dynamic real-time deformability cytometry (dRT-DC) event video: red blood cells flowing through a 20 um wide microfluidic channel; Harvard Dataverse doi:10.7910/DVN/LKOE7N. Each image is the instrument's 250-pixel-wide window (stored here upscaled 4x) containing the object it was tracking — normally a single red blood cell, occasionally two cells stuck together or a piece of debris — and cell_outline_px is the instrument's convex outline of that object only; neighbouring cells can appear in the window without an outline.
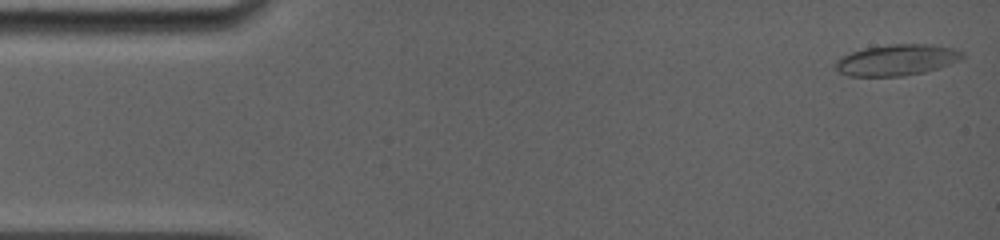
{"species": "common noctule bat (a hibernating species)", "species_latin": "Nyctalus noctula", "temperature_condition": "room temperature", "stored_images_in_passage": 11, "camera_frame_rate_fps": 5000, "um_per_image_px": 0.085, "animal": {"sex": "female", "body_mass_g": 19.0, "forearm_length_mm": 56.7}, "frame": {"image": 1, "passage_image": 1, "time_ms": 0.0, "image_size_px": [1000, 240], "cell_outline_px": [[964, 56], [960, 60], [924, 72], [904, 76], [848, 76], [832, 68], [832, 64], [840, 56], [864, 48], [888, 44], [932, 44], [952, 48], [964, 52]], "centroid_in_image_um": [76.16, 5.09], "position_along_channel_um": 8.8, "area_um2": 23.18}}
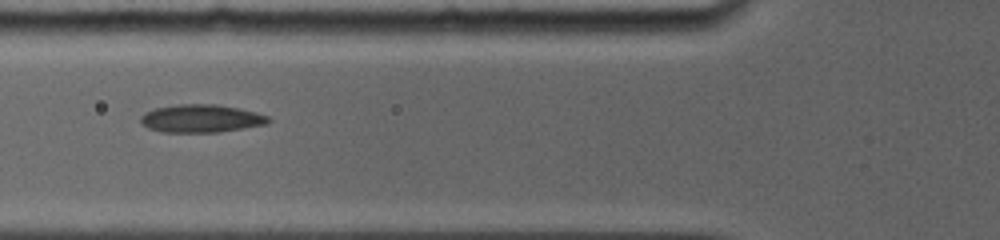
{"frame": {"image": 2, "passage_image": 8, "time_ms": 5.6, "image_size_px": [1000, 240], "cell_outline_px": [[272, 120], [268, 124], [220, 132], [164, 132], [148, 128], [140, 124], [140, 116], [144, 112], [156, 108], [180, 104], [216, 104], [256, 112], [268, 116]], "centroid_in_image_um": [17.09, 10.08], "position_along_channel_um": 108.7, "area_um2": 20.87}}
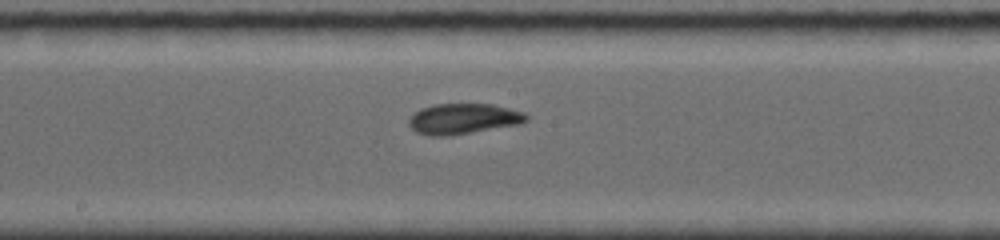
{"frame": {"image": 3, "passage_image": 11, "time_ms": 8.2, "image_size_px": [1000, 240], "cell_outline_px": [[528, 120], [520, 124], [444, 136], [432, 136], [416, 132], [408, 124], [408, 120], [420, 108], [432, 104], [492, 104], [524, 112], [528, 116]], "centroid_in_image_um": [39.37, 10.08], "position_along_channel_um": 208.8, "area_um2": 20.69}}